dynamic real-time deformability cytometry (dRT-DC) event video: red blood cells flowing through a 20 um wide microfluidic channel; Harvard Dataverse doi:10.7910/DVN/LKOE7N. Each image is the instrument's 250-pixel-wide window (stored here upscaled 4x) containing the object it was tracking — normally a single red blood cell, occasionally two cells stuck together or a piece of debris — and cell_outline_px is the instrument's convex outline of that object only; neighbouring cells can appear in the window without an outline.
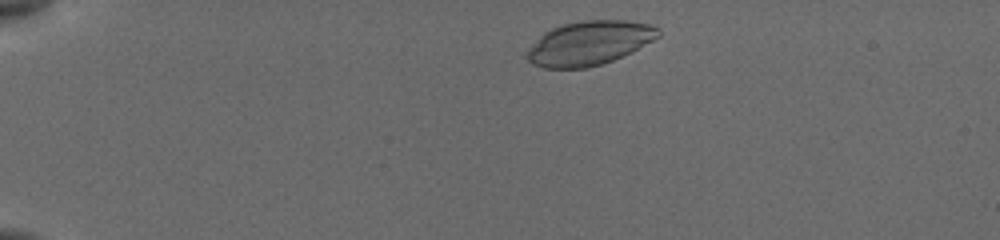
{"species": "common noctule bat (a hibernating species)", "species_latin": "Nyctalus noctula", "temperature_condition": "cold", "stored_images_in_passage": 7, "camera_frame_rate_fps": 3000, "um_per_image_px": 0.085, "animal": {"sex": "female", "body_mass_g": 19.5, "forearm_length_mm": 54.1}, "frame": {"image": 1, "passage_image": 2, "time_ms": 0.667, "image_size_px": [1000, 240], "cell_outline_px": [[660, 36], [612, 60], [588, 68], [544, 68], [532, 64], [524, 56], [532, 44], [544, 32], [552, 28], [564, 24], [580, 20], [624, 20], [648, 24], [660, 28]], "centroid_in_image_um": [50.04, 3.66], "position_along_channel_um": 35.0, "area_um2": 33.41}}